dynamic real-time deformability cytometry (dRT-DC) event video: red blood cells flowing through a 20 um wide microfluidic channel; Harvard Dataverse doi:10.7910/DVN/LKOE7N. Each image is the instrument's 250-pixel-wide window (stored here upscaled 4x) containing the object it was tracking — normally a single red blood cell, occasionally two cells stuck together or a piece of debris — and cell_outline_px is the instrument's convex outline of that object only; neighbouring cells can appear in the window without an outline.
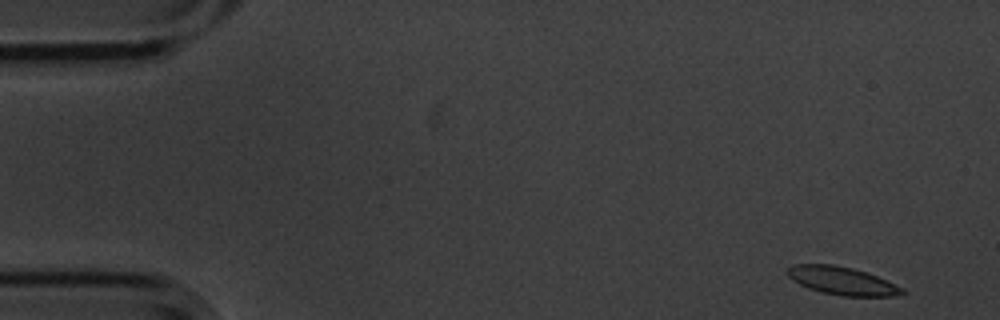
{"species": "common noctule bat (a hibernating species)", "species_latin": "Nyctalus noctula", "temperature_condition": "cold", "stored_images_in_passage": 5, "camera_frame_rate_fps": 3000, "um_per_image_px": 0.085, "animal": {"sex": "male", "body_mass_g": 20.1, "forearm_length_mm": 53.5}, "frame": {"image": 1, "passage_image": 1, "time_ms": 0.0, "image_size_px": [1000, 320], "cell_outline_px": [[908, 292], [892, 296], [840, 296], [820, 292], [808, 288], [792, 280], [784, 272], [792, 264], [832, 264], [852, 268], [876, 276], [904, 288]], "centroid_in_image_um": [71.53, 23.87], "position_along_channel_um": 13.5, "area_um2": 18.79}}